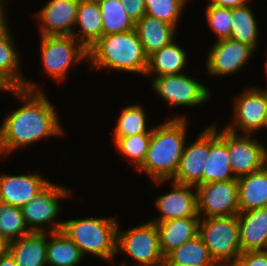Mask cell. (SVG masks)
I'll return each instance as SVG.
<instances>
[{
  "mask_svg": "<svg viewBox=\"0 0 267 266\" xmlns=\"http://www.w3.org/2000/svg\"><path fill=\"white\" fill-rule=\"evenodd\" d=\"M13 94L24 104L7 115L0 127V155L9 153L21 146L37 142L44 137L63 135L56 111L44 92L24 88L14 89Z\"/></svg>",
  "mask_w": 267,
  "mask_h": 266,
  "instance_id": "1",
  "label": "cell"
},
{
  "mask_svg": "<svg viewBox=\"0 0 267 266\" xmlns=\"http://www.w3.org/2000/svg\"><path fill=\"white\" fill-rule=\"evenodd\" d=\"M186 124L185 117L177 116L153 128L146 157L138 169L157 185L172 180L178 170L186 142Z\"/></svg>",
  "mask_w": 267,
  "mask_h": 266,
  "instance_id": "2",
  "label": "cell"
},
{
  "mask_svg": "<svg viewBox=\"0 0 267 266\" xmlns=\"http://www.w3.org/2000/svg\"><path fill=\"white\" fill-rule=\"evenodd\" d=\"M92 69L109 68L145 75L148 56L141 44L136 30L103 35L88 50Z\"/></svg>",
  "mask_w": 267,
  "mask_h": 266,
  "instance_id": "3",
  "label": "cell"
},
{
  "mask_svg": "<svg viewBox=\"0 0 267 266\" xmlns=\"http://www.w3.org/2000/svg\"><path fill=\"white\" fill-rule=\"evenodd\" d=\"M116 218H85L64 221L62 231L78 246L82 255L92 253L106 261L117 255Z\"/></svg>",
  "mask_w": 267,
  "mask_h": 266,
  "instance_id": "4",
  "label": "cell"
},
{
  "mask_svg": "<svg viewBox=\"0 0 267 266\" xmlns=\"http://www.w3.org/2000/svg\"><path fill=\"white\" fill-rule=\"evenodd\" d=\"M198 235L218 266H233L242 254L238 215L200 218Z\"/></svg>",
  "mask_w": 267,
  "mask_h": 266,
  "instance_id": "5",
  "label": "cell"
},
{
  "mask_svg": "<svg viewBox=\"0 0 267 266\" xmlns=\"http://www.w3.org/2000/svg\"><path fill=\"white\" fill-rule=\"evenodd\" d=\"M40 41L44 71L57 81L65 78L73 63L88 58L87 49L73 35L41 36Z\"/></svg>",
  "mask_w": 267,
  "mask_h": 266,
  "instance_id": "6",
  "label": "cell"
},
{
  "mask_svg": "<svg viewBox=\"0 0 267 266\" xmlns=\"http://www.w3.org/2000/svg\"><path fill=\"white\" fill-rule=\"evenodd\" d=\"M118 229L117 253L121 250L129 254L135 260V266H150L165 260L155 222L149 221L125 231Z\"/></svg>",
  "mask_w": 267,
  "mask_h": 266,
  "instance_id": "7",
  "label": "cell"
},
{
  "mask_svg": "<svg viewBox=\"0 0 267 266\" xmlns=\"http://www.w3.org/2000/svg\"><path fill=\"white\" fill-rule=\"evenodd\" d=\"M72 195L71 191L63 186L49 182L40 192L22 209L25 224L30 232H45V225L51 224L49 233L61 231L62 222H56L55 218L60 211L59 198Z\"/></svg>",
  "mask_w": 267,
  "mask_h": 266,
  "instance_id": "8",
  "label": "cell"
},
{
  "mask_svg": "<svg viewBox=\"0 0 267 266\" xmlns=\"http://www.w3.org/2000/svg\"><path fill=\"white\" fill-rule=\"evenodd\" d=\"M154 92L175 106H196L210 97L208 87L184 73L155 76L152 80Z\"/></svg>",
  "mask_w": 267,
  "mask_h": 266,
  "instance_id": "9",
  "label": "cell"
},
{
  "mask_svg": "<svg viewBox=\"0 0 267 266\" xmlns=\"http://www.w3.org/2000/svg\"><path fill=\"white\" fill-rule=\"evenodd\" d=\"M196 189L200 218L202 213L203 218L232 216L239 213L237 180L209 182L198 185Z\"/></svg>",
  "mask_w": 267,
  "mask_h": 266,
  "instance_id": "10",
  "label": "cell"
},
{
  "mask_svg": "<svg viewBox=\"0 0 267 266\" xmlns=\"http://www.w3.org/2000/svg\"><path fill=\"white\" fill-rule=\"evenodd\" d=\"M250 136L237 135V132L227 130V149L236 179L258 171L267 164L266 146Z\"/></svg>",
  "mask_w": 267,
  "mask_h": 266,
  "instance_id": "11",
  "label": "cell"
},
{
  "mask_svg": "<svg viewBox=\"0 0 267 266\" xmlns=\"http://www.w3.org/2000/svg\"><path fill=\"white\" fill-rule=\"evenodd\" d=\"M233 108L235 122H230L225 128L236 133L237 126L243 134H255L257 130L265 127L267 90L254 87L245 90L236 98Z\"/></svg>",
  "mask_w": 267,
  "mask_h": 266,
  "instance_id": "12",
  "label": "cell"
},
{
  "mask_svg": "<svg viewBox=\"0 0 267 266\" xmlns=\"http://www.w3.org/2000/svg\"><path fill=\"white\" fill-rule=\"evenodd\" d=\"M253 53L251 46L232 38L217 40L206 59L207 71L214 76L236 73Z\"/></svg>",
  "mask_w": 267,
  "mask_h": 266,
  "instance_id": "13",
  "label": "cell"
},
{
  "mask_svg": "<svg viewBox=\"0 0 267 266\" xmlns=\"http://www.w3.org/2000/svg\"><path fill=\"white\" fill-rule=\"evenodd\" d=\"M210 151V127L190 146L185 145L178 170L172 181L197 187L203 184V172Z\"/></svg>",
  "mask_w": 267,
  "mask_h": 266,
  "instance_id": "14",
  "label": "cell"
},
{
  "mask_svg": "<svg viewBox=\"0 0 267 266\" xmlns=\"http://www.w3.org/2000/svg\"><path fill=\"white\" fill-rule=\"evenodd\" d=\"M80 0H50L36 17L41 36L73 35Z\"/></svg>",
  "mask_w": 267,
  "mask_h": 266,
  "instance_id": "15",
  "label": "cell"
},
{
  "mask_svg": "<svg viewBox=\"0 0 267 266\" xmlns=\"http://www.w3.org/2000/svg\"><path fill=\"white\" fill-rule=\"evenodd\" d=\"M172 190L168 194L157 197L156 208L160 217L150 220L162 222L177 218H186L198 215L197 189L194 186L172 181ZM195 188L194 192L191 190Z\"/></svg>",
  "mask_w": 267,
  "mask_h": 266,
  "instance_id": "16",
  "label": "cell"
},
{
  "mask_svg": "<svg viewBox=\"0 0 267 266\" xmlns=\"http://www.w3.org/2000/svg\"><path fill=\"white\" fill-rule=\"evenodd\" d=\"M49 183L38 174L0 175V202L22 208Z\"/></svg>",
  "mask_w": 267,
  "mask_h": 266,
  "instance_id": "17",
  "label": "cell"
},
{
  "mask_svg": "<svg viewBox=\"0 0 267 266\" xmlns=\"http://www.w3.org/2000/svg\"><path fill=\"white\" fill-rule=\"evenodd\" d=\"M230 165L227 149V129L217 132L216 126H210V151L205 162L203 184L209 182L237 180Z\"/></svg>",
  "mask_w": 267,
  "mask_h": 266,
  "instance_id": "18",
  "label": "cell"
},
{
  "mask_svg": "<svg viewBox=\"0 0 267 266\" xmlns=\"http://www.w3.org/2000/svg\"><path fill=\"white\" fill-rule=\"evenodd\" d=\"M239 241L242 253L267 250V207L240 212Z\"/></svg>",
  "mask_w": 267,
  "mask_h": 266,
  "instance_id": "19",
  "label": "cell"
},
{
  "mask_svg": "<svg viewBox=\"0 0 267 266\" xmlns=\"http://www.w3.org/2000/svg\"><path fill=\"white\" fill-rule=\"evenodd\" d=\"M199 216L155 222L160 240L161 251L166 256L199 234Z\"/></svg>",
  "mask_w": 267,
  "mask_h": 266,
  "instance_id": "20",
  "label": "cell"
},
{
  "mask_svg": "<svg viewBox=\"0 0 267 266\" xmlns=\"http://www.w3.org/2000/svg\"><path fill=\"white\" fill-rule=\"evenodd\" d=\"M5 20L0 25V75L3 76L15 89L24 88L31 91H41L36 83L24 79L20 75L19 55L14 49V41L10 28ZM38 88V89H37Z\"/></svg>",
  "mask_w": 267,
  "mask_h": 266,
  "instance_id": "21",
  "label": "cell"
},
{
  "mask_svg": "<svg viewBox=\"0 0 267 266\" xmlns=\"http://www.w3.org/2000/svg\"><path fill=\"white\" fill-rule=\"evenodd\" d=\"M49 232H31L10 242L9 252L17 266H46Z\"/></svg>",
  "mask_w": 267,
  "mask_h": 266,
  "instance_id": "22",
  "label": "cell"
},
{
  "mask_svg": "<svg viewBox=\"0 0 267 266\" xmlns=\"http://www.w3.org/2000/svg\"><path fill=\"white\" fill-rule=\"evenodd\" d=\"M239 213L267 207V164L237 179Z\"/></svg>",
  "mask_w": 267,
  "mask_h": 266,
  "instance_id": "23",
  "label": "cell"
},
{
  "mask_svg": "<svg viewBox=\"0 0 267 266\" xmlns=\"http://www.w3.org/2000/svg\"><path fill=\"white\" fill-rule=\"evenodd\" d=\"M175 29L173 25L147 14L135 23V30L148 57L174 40Z\"/></svg>",
  "mask_w": 267,
  "mask_h": 266,
  "instance_id": "24",
  "label": "cell"
},
{
  "mask_svg": "<svg viewBox=\"0 0 267 266\" xmlns=\"http://www.w3.org/2000/svg\"><path fill=\"white\" fill-rule=\"evenodd\" d=\"M75 25L80 27L82 33L74 31L73 36L88 50L103 36L98 1L80 0Z\"/></svg>",
  "mask_w": 267,
  "mask_h": 266,
  "instance_id": "25",
  "label": "cell"
},
{
  "mask_svg": "<svg viewBox=\"0 0 267 266\" xmlns=\"http://www.w3.org/2000/svg\"><path fill=\"white\" fill-rule=\"evenodd\" d=\"M187 55L184 49L174 40L148 57V67L145 75L156 76L180 74L185 68Z\"/></svg>",
  "mask_w": 267,
  "mask_h": 266,
  "instance_id": "26",
  "label": "cell"
},
{
  "mask_svg": "<svg viewBox=\"0 0 267 266\" xmlns=\"http://www.w3.org/2000/svg\"><path fill=\"white\" fill-rule=\"evenodd\" d=\"M47 240L48 266H77L83 259L78 246L61 230L49 233Z\"/></svg>",
  "mask_w": 267,
  "mask_h": 266,
  "instance_id": "27",
  "label": "cell"
},
{
  "mask_svg": "<svg viewBox=\"0 0 267 266\" xmlns=\"http://www.w3.org/2000/svg\"><path fill=\"white\" fill-rule=\"evenodd\" d=\"M165 260L171 266H218L199 235L169 252Z\"/></svg>",
  "mask_w": 267,
  "mask_h": 266,
  "instance_id": "28",
  "label": "cell"
},
{
  "mask_svg": "<svg viewBox=\"0 0 267 266\" xmlns=\"http://www.w3.org/2000/svg\"><path fill=\"white\" fill-rule=\"evenodd\" d=\"M98 3L102 14L103 35L135 29V22L128 16L119 0H98Z\"/></svg>",
  "mask_w": 267,
  "mask_h": 266,
  "instance_id": "29",
  "label": "cell"
},
{
  "mask_svg": "<svg viewBox=\"0 0 267 266\" xmlns=\"http://www.w3.org/2000/svg\"><path fill=\"white\" fill-rule=\"evenodd\" d=\"M231 37L251 46L254 50L258 43V24L252 9L248 6L231 8Z\"/></svg>",
  "mask_w": 267,
  "mask_h": 266,
  "instance_id": "30",
  "label": "cell"
},
{
  "mask_svg": "<svg viewBox=\"0 0 267 266\" xmlns=\"http://www.w3.org/2000/svg\"><path fill=\"white\" fill-rule=\"evenodd\" d=\"M147 115L139 105L123 107L115 126L114 138L129 137L135 134L152 133L153 127L147 130Z\"/></svg>",
  "mask_w": 267,
  "mask_h": 266,
  "instance_id": "31",
  "label": "cell"
},
{
  "mask_svg": "<svg viewBox=\"0 0 267 266\" xmlns=\"http://www.w3.org/2000/svg\"><path fill=\"white\" fill-rule=\"evenodd\" d=\"M30 233L22 209L0 202V234L11 242Z\"/></svg>",
  "mask_w": 267,
  "mask_h": 266,
  "instance_id": "32",
  "label": "cell"
},
{
  "mask_svg": "<svg viewBox=\"0 0 267 266\" xmlns=\"http://www.w3.org/2000/svg\"><path fill=\"white\" fill-rule=\"evenodd\" d=\"M152 133L135 134L129 137L114 138L116 149L139 168L149 148Z\"/></svg>",
  "mask_w": 267,
  "mask_h": 266,
  "instance_id": "33",
  "label": "cell"
},
{
  "mask_svg": "<svg viewBox=\"0 0 267 266\" xmlns=\"http://www.w3.org/2000/svg\"><path fill=\"white\" fill-rule=\"evenodd\" d=\"M186 2L187 0H145L146 14L176 28Z\"/></svg>",
  "mask_w": 267,
  "mask_h": 266,
  "instance_id": "34",
  "label": "cell"
},
{
  "mask_svg": "<svg viewBox=\"0 0 267 266\" xmlns=\"http://www.w3.org/2000/svg\"><path fill=\"white\" fill-rule=\"evenodd\" d=\"M208 26L218 36V40L231 37V8L218 7L209 3L206 7Z\"/></svg>",
  "mask_w": 267,
  "mask_h": 266,
  "instance_id": "35",
  "label": "cell"
},
{
  "mask_svg": "<svg viewBox=\"0 0 267 266\" xmlns=\"http://www.w3.org/2000/svg\"><path fill=\"white\" fill-rule=\"evenodd\" d=\"M233 266H267V250L243 252Z\"/></svg>",
  "mask_w": 267,
  "mask_h": 266,
  "instance_id": "36",
  "label": "cell"
},
{
  "mask_svg": "<svg viewBox=\"0 0 267 266\" xmlns=\"http://www.w3.org/2000/svg\"><path fill=\"white\" fill-rule=\"evenodd\" d=\"M128 16L136 23L144 15H146V3L145 0H119Z\"/></svg>",
  "mask_w": 267,
  "mask_h": 266,
  "instance_id": "37",
  "label": "cell"
},
{
  "mask_svg": "<svg viewBox=\"0 0 267 266\" xmlns=\"http://www.w3.org/2000/svg\"><path fill=\"white\" fill-rule=\"evenodd\" d=\"M249 0H210L209 2L218 7L236 8L247 5Z\"/></svg>",
  "mask_w": 267,
  "mask_h": 266,
  "instance_id": "38",
  "label": "cell"
},
{
  "mask_svg": "<svg viewBox=\"0 0 267 266\" xmlns=\"http://www.w3.org/2000/svg\"><path fill=\"white\" fill-rule=\"evenodd\" d=\"M0 266H17L12 254L9 251L0 257Z\"/></svg>",
  "mask_w": 267,
  "mask_h": 266,
  "instance_id": "39",
  "label": "cell"
},
{
  "mask_svg": "<svg viewBox=\"0 0 267 266\" xmlns=\"http://www.w3.org/2000/svg\"><path fill=\"white\" fill-rule=\"evenodd\" d=\"M10 242L0 234V257L9 251Z\"/></svg>",
  "mask_w": 267,
  "mask_h": 266,
  "instance_id": "40",
  "label": "cell"
},
{
  "mask_svg": "<svg viewBox=\"0 0 267 266\" xmlns=\"http://www.w3.org/2000/svg\"><path fill=\"white\" fill-rule=\"evenodd\" d=\"M15 88L3 77L0 75V91H9L12 92Z\"/></svg>",
  "mask_w": 267,
  "mask_h": 266,
  "instance_id": "41",
  "label": "cell"
},
{
  "mask_svg": "<svg viewBox=\"0 0 267 266\" xmlns=\"http://www.w3.org/2000/svg\"><path fill=\"white\" fill-rule=\"evenodd\" d=\"M4 0H0V25L6 20L7 17H5V10H4V5L3 4Z\"/></svg>",
  "mask_w": 267,
  "mask_h": 266,
  "instance_id": "42",
  "label": "cell"
},
{
  "mask_svg": "<svg viewBox=\"0 0 267 266\" xmlns=\"http://www.w3.org/2000/svg\"><path fill=\"white\" fill-rule=\"evenodd\" d=\"M150 266H171V265L166 260H163L160 263L153 264V265H150Z\"/></svg>",
  "mask_w": 267,
  "mask_h": 266,
  "instance_id": "43",
  "label": "cell"
},
{
  "mask_svg": "<svg viewBox=\"0 0 267 266\" xmlns=\"http://www.w3.org/2000/svg\"><path fill=\"white\" fill-rule=\"evenodd\" d=\"M265 128H267V110H266Z\"/></svg>",
  "mask_w": 267,
  "mask_h": 266,
  "instance_id": "44",
  "label": "cell"
},
{
  "mask_svg": "<svg viewBox=\"0 0 267 266\" xmlns=\"http://www.w3.org/2000/svg\"><path fill=\"white\" fill-rule=\"evenodd\" d=\"M120 266H128V265L126 264V261H125V262H122Z\"/></svg>",
  "mask_w": 267,
  "mask_h": 266,
  "instance_id": "45",
  "label": "cell"
},
{
  "mask_svg": "<svg viewBox=\"0 0 267 266\" xmlns=\"http://www.w3.org/2000/svg\"><path fill=\"white\" fill-rule=\"evenodd\" d=\"M265 70H266V74H267V60H266V63H265Z\"/></svg>",
  "mask_w": 267,
  "mask_h": 266,
  "instance_id": "46",
  "label": "cell"
}]
</instances>
